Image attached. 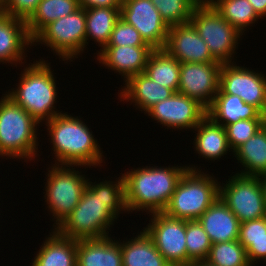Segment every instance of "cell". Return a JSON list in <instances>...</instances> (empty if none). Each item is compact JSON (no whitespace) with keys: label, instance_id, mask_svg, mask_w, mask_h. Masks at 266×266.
Instances as JSON below:
<instances>
[{"label":"cell","instance_id":"6da1fadb","mask_svg":"<svg viewBox=\"0 0 266 266\" xmlns=\"http://www.w3.org/2000/svg\"><path fill=\"white\" fill-rule=\"evenodd\" d=\"M115 181H89L81 200L73 211L55 228L61 235L72 239L102 238L109 235L110 225L120 211L128 212L125 201L123 176ZM95 184V185H94Z\"/></svg>","mask_w":266,"mask_h":266},{"label":"cell","instance_id":"7a4b0ae2","mask_svg":"<svg viewBox=\"0 0 266 266\" xmlns=\"http://www.w3.org/2000/svg\"><path fill=\"white\" fill-rule=\"evenodd\" d=\"M189 166L142 167L122 174L129 211L163 212ZM137 209V210H136ZM146 209V210H145Z\"/></svg>","mask_w":266,"mask_h":266},{"label":"cell","instance_id":"3957f363","mask_svg":"<svg viewBox=\"0 0 266 266\" xmlns=\"http://www.w3.org/2000/svg\"><path fill=\"white\" fill-rule=\"evenodd\" d=\"M45 125L49 130L48 135L51 137L50 142L57 159L55 164L90 168L103 162V152L97 140L78 116L61 113L46 121Z\"/></svg>","mask_w":266,"mask_h":266},{"label":"cell","instance_id":"277c9868","mask_svg":"<svg viewBox=\"0 0 266 266\" xmlns=\"http://www.w3.org/2000/svg\"><path fill=\"white\" fill-rule=\"evenodd\" d=\"M30 64L23 69L16 85L18 87L5 95L40 123L61 114L54 110L57 102L56 80L51 66L45 60L40 59Z\"/></svg>","mask_w":266,"mask_h":266},{"label":"cell","instance_id":"5b68a950","mask_svg":"<svg viewBox=\"0 0 266 266\" xmlns=\"http://www.w3.org/2000/svg\"><path fill=\"white\" fill-rule=\"evenodd\" d=\"M39 124L4 94L0 100V156L34 160L38 155L36 130Z\"/></svg>","mask_w":266,"mask_h":266},{"label":"cell","instance_id":"8992f818","mask_svg":"<svg viewBox=\"0 0 266 266\" xmlns=\"http://www.w3.org/2000/svg\"><path fill=\"white\" fill-rule=\"evenodd\" d=\"M196 168L189 165L177 184L163 211L169 217L197 220L219 198L220 182Z\"/></svg>","mask_w":266,"mask_h":266},{"label":"cell","instance_id":"52a82bcc","mask_svg":"<svg viewBox=\"0 0 266 266\" xmlns=\"http://www.w3.org/2000/svg\"><path fill=\"white\" fill-rule=\"evenodd\" d=\"M190 22L217 62L235 63L233 55L243 34L229 24L209 1H201L194 8Z\"/></svg>","mask_w":266,"mask_h":266},{"label":"cell","instance_id":"ba28073f","mask_svg":"<svg viewBox=\"0 0 266 266\" xmlns=\"http://www.w3.org/2000/svg\"><path fill=\"white\" fill-rule=\"evenodd\" d=\"M67 167V168H66ZM74 165H57L49 167L45 182V202L50 210L57 228L73 211L81 200L88 179L74 170ZM86 178V179H85Z\"/></svg>","mask_w":266,"mask_h":266},{"label":"cell","instance_id":"9c48e42d","mask_svg":"<svg viewBox=\"0 0 266 266\" xmlns=\"http://www.w3.org/2000/svg\"><path fill=\"white\" fill-rule=\"evenodd\" d=\"M86 16L85 9L79 7L76 11L61 17L46 25L34 38L35 43L46 45L63 61H73L85 49Z\"/></svg>","mask_w":266,"mask_h":266},{"label":"cell","instance_id":"30bf717a","mask_svg":"<svg viewBox=\"0 0 266 266\" xmlns=\"http://www.w3.org/2000/svg\"><path fill=\"white\" fill-rule=\"evenodd\" d=\"M226 183V184H225ZM219 186V198L238 220H256L266 216L264 190L259 176L236 173Z\"/></svg>","mask_w":266,"mask_h":266},{"label":"cell","instance_id":"8fae6325","mask_svg":"<svg viewBox=\"0 0 266 266\" xmlns=\"http://www.w3.org/2000/svg\"><path fill=\"white\" fill-rule=\"evenodd\" d=\"M151 222L144 228L157 250L171 266H187L186 220L164 212L150 214Z\"/></svg>","mask_w":266,"mask_h":266},{"label":"cell","instance_id":"7c38bea8","mask_svg":"<svg viewBox=\"0 0 266 266\" xmlns=\"http://www.w3.org/2000/svg\"><path fill=\"white\" fill-rule=\"evenodd\" d=\"M217 94L237 95L266 115V75L236 63L222 64Z\"/></svg>","mask_w":266,"mask_h":266},{"label":"cell","instance_id":"4fadbf2b","mask_svg":"<svg viewBox=\"0 0 266 266\" xmlns=\"http://www.w3.org/2000/svg\"><path fill=\"white\" fill-rule=\"evenodd\" d=\"M120 18L136 28L152 49L164 48L169 26L151 0H122Z\"/></svg>","mask_w":266,"mask_h":266},{"label":"cell","instance_id":"5bb4252c","mask_svg":"<svg viewBox=\"0 0 266 266\" xmlns=\"http://www.w3.org/2000/svg\"><path fill=\"white\" fill-rule=\"evenodd\" d=\"M221 66V63H181L178 93L208 109L219 90Z\"/></svg>","mask_w":266,"mask_h":266},{"label":"cell","instance_id":"9a60e30c","mask_svg":"<svg viewBox=\"0 0 266 266\" xmlns=\"http://www.w3.org/2000/svg\"><path fill=\"white\" fill-rule=\"evenodd\" d=\"M145 114L167 129L192 130L207 116V109L197 100L177 92L152 106Z\"/></svg>","mask_w":266,"mask_h":266},{"label":"cell","instance_id":"2e32d148","mask_svg":"<svg viewBox=\"0 0 266 266\" xmlns=\"http://www.w3.org/2000/svg\"><path fill=\"white\" fill-rule=\"evenodd\" d=\"M164 49L180 63H219L190 21L169 27Z\"/></svg>","mask_w":266,"mask_h":266},{"label":"cell","instance_id":"e0dca14e","mask_svg":"<svg viewBox=\"0 0 266 266\" xmlns=\"http://www.w3.org/2000/svg\"><path fill=\"white\" fill-rule=\"evenodd\" d=\"M152 50L150 46H105L96 54L99 63L118 72L126 82L130 77L145 72Z\"/></svg>","mask_w":266,"mask_h":266},{"label":"cell","instance_id":"ac0fdd59","mask_svg":"<svg viewBox=\"0 0 266 266\" xmlns=\"http://www.w3.org/2000/svg\"><path fill=\"white\" fill-rule=\"evenodd\" d=\"M33 44L26 20L0 11V62L15 64L25 60V50ZM27 47V48H26ZM25 49V50H24Z\"/></svg>","mask_w":266,"mask_h":266},{"label":"cell","instance_id":"d6986e66","mask_svg":"<svg viewBox=\"0 0 266 266\" xmlns=\"http://www.w3.org/2000/svg\"><path fill=\"white\" fill-rule=\"evenodd\" d=\"M211 243L238 240L241 222L218 198L198 219Z\"/></svg>","mask_w":266,"mask_h":266},{"label":"cell","instance_id":"ffe728a7","mask_svg":"<svg viewBox=\"0 0 266 266\" xmlns=\"http://www.w3.org/2000/svg\"><path fill=\"white\" fill-rule=\"evenodd\" d=\"M77 266H123L119 241L110 236L77 240Z\"/></svg>","mask_w":266,"mask_h":266},{"label":"cell","instance_id":"44dd1931","mask_svg":"<svg viewBox=\"0 0 266 266\" xmlns=\"http://www.w3.org/2000/svg\"><path fill=\"white\" fill-rule=\"evenodd\" d=\"M120 93L121 101H130L146 113L152 106L170 98L175 92L167 87L155 83L147 74L139 73L130 77ZM124 99V100H123Z\"/></svg>","mask_w":266,"mask_h":266},{"label":"cell","instance_id":"7402d4cb","mask_svg":"<svg viewBox=\"0 0 266 266\" xmlns=\"http://www.w3.org/2000/svg\"><path fill=\"white\" fill-rule=\"evenodd\" d=\"M51 233L31 266H77V240L61 235L55 228Z\"/></svg>","mask_w":266,"mask_h":266},{"label":"cell","instance_id":"603a6c76","mask_svg":"<svg viewBox=\"0 0 266 266\" xmlns=\"http://www.w3.org/2000/svg\"><path fill=\"white\" fill-rule=\"evenodd\" d=\"M207 115L224 127L239 120L266 119V115L256 107L231 94H216L213 103L207 109Z\"/></svg>","mask_w":266,"mask_h":266},{"label":"cell","instance_id":"cb8c5ba5","mask_svg":"<svg viewBox=\"0 0 266 266\" xmlns=\"http://www.w3.org/2000/svg\"><path fill=\"white\" fill-rule=\"evenodd\" d=\"M194 130L197 132L193 141L194 148L200 156L214 161L230 152L225 127L215 123L208 115Z\"/></svg>","mask_w":266,"mask_h":266},{"label":"cell","instance_id":"d4e9b609","mask_svg":"<svg viewBox=\"0 0 266 266\" xmlns=\"http://www.w3.org/2000/svg\"><path fill=\"white\" fill-rule=\"evenodd\" d=\"M142 230L134 239L119 242L123 266H171L157 250L151 237Z\"/></svg>","mask_w":266,"mask_h":266},{"label":"cell","instance_id":"484cf974","mask_svg":"<svg viewBox=\"0 0 266 266\" xmlns=\"http://www.w3.org/2000/svg\"><path fill=\"white\" fill-rule=\"evenodd\" d=\"M244 169L241 175L261 176L266 173V123L245 143L233 151Z\"/></svg>","mask_w":266,"mask_h":266},{"label":"cell","instance_id":"4316f807","mask_svg":"<svg viewBox=\"0 0 266 266\" xmlns=\"http://www.w3.org/2000/svg\"><path fill=\"white\" fill-rule=\"evenodd\" d=\"M86 37L85 47L88 40L94 39L95 43L103 49L109 42L113 28L120 19V8L94 7L85 9ZM87 44V45H86Z\"/></svg>","mask_w":266,"mask_h":266},{"label":"cell","instance_id":"83f0119b","mask_svg":"<svg viewBox=\"0 0 266 266\" xmlns=\"http://www.w3.org/2000/svg\"><path fill=\"white\" fill-rule=\"evenodd\" d=\"M181 63L164 48L153 49L147 59L145 74L155 83L178 92Z\"/></svg>","mask_w":266,"mask_h":266},{"label":"cell","instance_id":"f1b7e54d","mask_svg":"<svg viewBox=\"0 0 266 266\" xmlns=\"http://www.w3.org/2000/svg\"><path fill=\"white\" fill-rule=\"evenodd\" d=\"M79 7L78 0H41L26 20L30 37L33 39L46 25L70 15Z\"/></svg>","mask_w":266,"mask_h":266},{"label":"cell","instance_id":"f546056e","mask_svg":"<svg viewBox=\"0 0 266 266\" xmlns=\"http://www.w3.org/2000/svg\"><path fill=\"white\" fill-rule=\"evenodd\" d=\"M221 16L235 27L241 34L253 23L259 16L253 9L248 0H208ZM247 27V28H246Z\"/></svg>","mask_w":266,"mask_h":266},{"label":"cell","instance_id":"4dcf8cb0","mask_svg":"<svg viewBox=\"0 0 266 266\" xmlns=\"http://www.w3.org/2000/svg\"><path fill=\"white\" fill-rule=\"evenodd\" d=\"M205 262L211 266H251L238 240L213 243Z\"/></svg>","mask_w":266,"mask_h":266},{"label":"cell","instance_id":"1f68e13d","mask_svg":"<svg viewBox=\"0 0 266 266\" xmlns=\"http://www.w3.org/2000/svg\"><path fill=\"white\" fill-rule=\"evenodd\" d=\"M187 266L205 261L212 243L198 220H186Z\"/></svg>","mask_w":266,"mask_h":266},{"label":"cell","instance_id":"d6a6232c","mask_svg":"<svg viewBox=\"0 0 266 266\" xmlns=\"http://www.w3.org/2000/svg\"><path fill=\"white\" fill-rule=\"evenodd\" d=\"M161 18L170 27L190 21L200 0H151Z\"/></svg>","mask_w":266,"mask_h":266},{"label":"cell","instance_id":"836d02e7","mask_svg":"<svg viewBox=\"0 0 266 266\" xmlns=\"http://www.w3.org/2000/svg\"><path fill=\"white\" fill-rule=\"evenodd\" d=\"M266 123V119H247L228 124L225 129L229 148L233 152Z\"/></svg>","mask_w":266,"mask_h":266},{"label":"cell","instance_id":"e575fe53","mask_svg":"<svg viewBox=\"0 0 266 266\" xmlns=\"http://www.w3.org/2000/svg\"><path fill=\"white\" fill-rule=\"evenodd\" d=\"M106 46H149L132 25L119 19L113 28L111 38Z\"/></svg>","mask_w":266,"mask_h":266},{"label":"cell","instance_id":"d590c367","mask_svg":"<svg viewBox=\"0 0 266 266\" xmlns=\"http://www.w3.org/2000/svg\"><path fill=\"white\" fill-rule=\"evenodd\" d=\"M41 0H3L0 11L9 16L27 20Z\"/></svg>","mask_w":266,"mask_h":266},{"label":"cell","instance_id":"8d00e7d4","mask_svg":"<svg viewBox=\"0 0 266 266\" xmlns=\"http://www.w3.org/2000/svg\"><path fill=\"white\" fill-rule=\"evenodd\" d=\"M246 250L248 262L251 266L262 259L266 264V238L238 239ZM256 261V262H255Z\"/></svg>","mask_w":266,"mask_h":266},{"label":"cell","instance_id":"74e56055","mask_svg":"<svg viewBox=\"0 0 266 266\" xmlns=\"http://www.w3.org/2000/svg\"><path fill=\"white\" fill-rule=\"evenodd\" d=\"M266 238V216L256 220L244 221L240 224L238 239Z\"/></svg>","mask_w":266,"mask_h":266},{"label":"cell","instance_id":"f35d334b","mask_svg":"<svg viewBox=\"0 0 266 266\" xmlns=\"http://www.w3.org/2000/svg\"><path fill=\"white\" fill-rule=\"evenodd\" d=\"M80 7L84 9L94 7L120 8L122 0H78Z\"/></svg>","mask_w":266,"mask_h":266},{"label":"cell","instance_id":"ab89813d","mask_svg":"<svg viewBox=\"0 0 266 266\" xmlns=\"http://www.w3.org/2000/svg\"><path fill=\"white\" fill-rule=\"evenodd\" d=\"M256 14L263 19L266 16V0H248Z\"/></svg>","mask_w":266,"mask_h":266},{"label":"cell","instance_id":"60d3db41","mask_svg":"<svg viewBox=\"0 0 266 266\" xmlns=\"http://www.w3.org/2000/svg\"><path fill=\"white\" fill-rule=\"evenodd\" d=\"M259 178L261 180L262 187L264 190V198H265V203H266V173L259 176Z\"/></svg>","mask_w":266,"mask_h":266},{"label":"cell","instance_id":"b9f144b4","mask_svg":"<svg viewBox=\"0 0 266 266\" xmlns=\"http://www.w3.org/2000/svg\"><path fill=\"white\" fill-rule=\"evenodd\" d=\"M191 266H211V265H209L205 261H198V262L193 263Z\"/></svg>","mask_w":266,"mask_h":266}]
</instances>
